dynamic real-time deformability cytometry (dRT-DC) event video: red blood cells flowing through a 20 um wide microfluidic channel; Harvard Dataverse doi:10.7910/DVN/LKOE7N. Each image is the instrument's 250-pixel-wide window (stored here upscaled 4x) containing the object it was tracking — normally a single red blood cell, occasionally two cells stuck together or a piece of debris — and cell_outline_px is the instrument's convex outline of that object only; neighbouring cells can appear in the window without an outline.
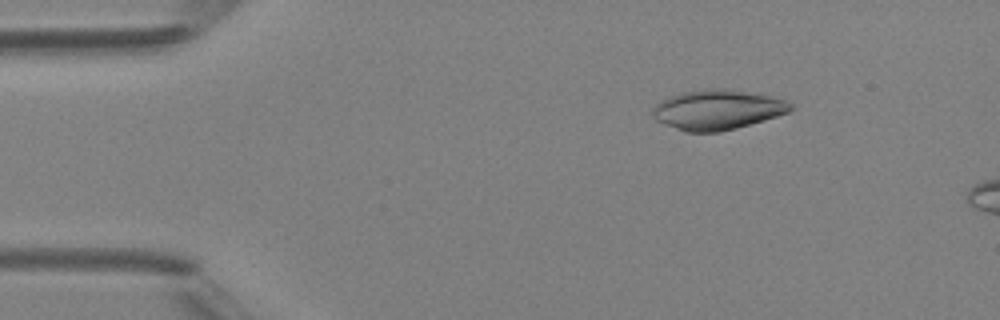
{"species": "Egyptian fruit bat (a non-hibernating species)", "species_latin": "Rousettus aegyptiacus", "temperature_condition": "room temperature", "stored_images_in_passage": 3, "camera_frame_rate_fps": 3000, "um_per_image_px": 0.085, "animal": {"sex": "female"}, "frame": {"image": 1, "passage_image": 1, "time_ms": 0.0, "image_size_px": [1000, 320], "cell_outline_px": [[792, 108], [788, 112], [764, 120], [736, 128], [720, 132], [684, 132], [664, 124], [656, 120], [652, 116], [652, 108], [660, 100], [680, 92], [704, 88], [724, 88], [768, 96], [784, 100], [792, 104]], "centroid_in_image_um": [60.91, 9.33], "position_along_channel_um": 24.1, "area_um2": 32.02}}